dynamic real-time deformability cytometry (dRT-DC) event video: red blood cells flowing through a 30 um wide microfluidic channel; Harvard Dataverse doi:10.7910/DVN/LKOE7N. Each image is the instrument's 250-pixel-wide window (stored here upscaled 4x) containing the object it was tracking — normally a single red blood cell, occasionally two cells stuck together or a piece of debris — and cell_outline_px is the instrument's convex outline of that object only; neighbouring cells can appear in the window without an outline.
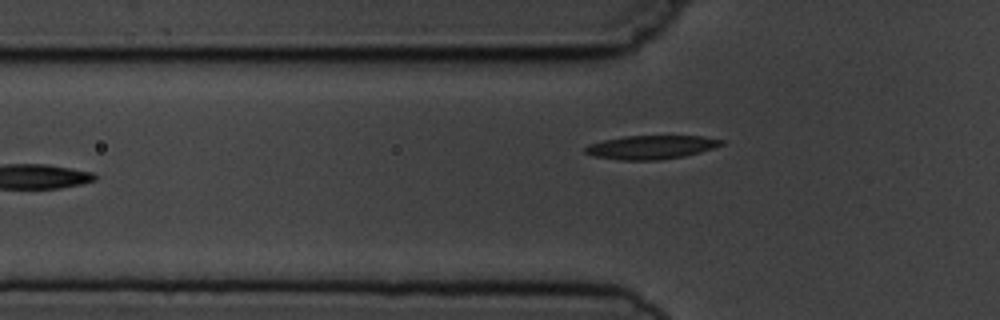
{"species": "common noctule bat (a hibernating species)", "species_latin": "Nyctalus noctula", "temperature_condition": "cold", "stored_images_in_passage": 6, "camera_frame_rate_fps": 3000, "um_per_image_px": 0.085, "animal": {"sex": "male", "body_mass_g": 19.5, "forearm_length_mm": 54.6}, "frame": {"image": 1, "passage_image": 6, "time_ms": 6.667, "image_size_px": [1000, 320], "cell_outline_px": [[724, 144], [700, 152], [684, 156], [660, 160], [620, 160], [592, 156], [584, 152], [584, 148], [588, 144], [604, 140], [624, 136], [700, 136], [724, 140]], "centroid_in_image_um": [55.31, 12.52], "position_along_channel_um": 70.5, "area_um2": 18.79}}